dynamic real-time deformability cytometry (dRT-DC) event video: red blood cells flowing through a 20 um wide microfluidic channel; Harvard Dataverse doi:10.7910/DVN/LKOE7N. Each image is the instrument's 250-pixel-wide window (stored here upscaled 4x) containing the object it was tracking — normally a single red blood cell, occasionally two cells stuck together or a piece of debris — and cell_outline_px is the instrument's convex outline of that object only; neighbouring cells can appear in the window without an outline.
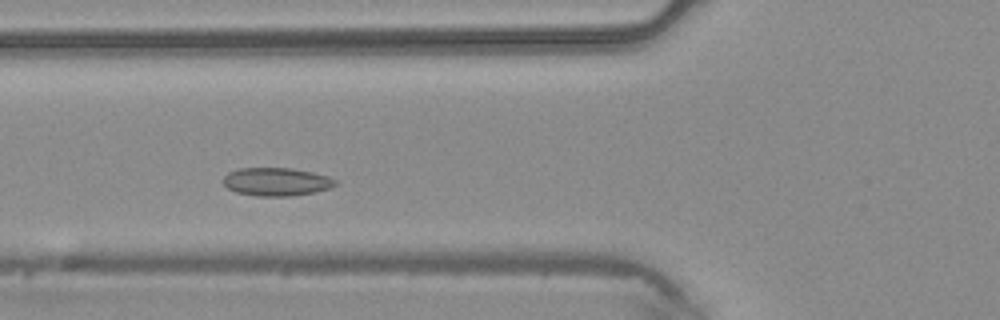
{"species": "common noctule bat (a hibernating species)", "species_latin": "Nyctalus noctula", "temperature_condition": "warm", "stored_images_in_passage": 3, "camera_frame_rate_fps": 3000, "um_per_image_px": 0.085, "animal": {"sex": "male", "body_mass_g": 20.4}, "frame": {"image": 1, "passage_image": 3, "time_ms": 0.667, "image_size_px": [1000, 320], "cell_outline_px": [[336, 184], [328, 188], [312, 192], [292, 196], [256, 196], [236, 192], [228, 188], [224, 184], [224, 176], [228, 172], [240, 168], [292, 168], [312, 172], [328, 176], [336, 180]], "centroid_in_image_um": [23.47, 15.44], "position_along_channel_um": 102.3, "area_um2": 18.26}}